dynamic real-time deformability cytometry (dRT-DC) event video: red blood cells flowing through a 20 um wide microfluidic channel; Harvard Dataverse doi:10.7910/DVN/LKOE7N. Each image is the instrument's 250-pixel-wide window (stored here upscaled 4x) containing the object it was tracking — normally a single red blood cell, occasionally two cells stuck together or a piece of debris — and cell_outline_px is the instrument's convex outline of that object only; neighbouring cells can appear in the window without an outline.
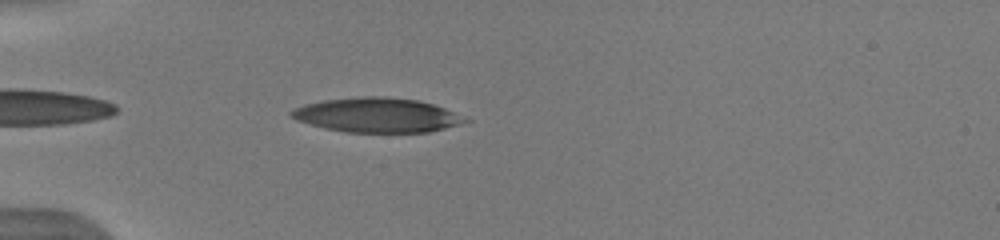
{"species": "human", "species_latin": "Homo sapiens", "temperature_condition": "warm", "stored_images_in_passage": 31, "camera_frame_rate_fps": 3000, "um_per_image_px": 0.085, "donor": {"sex": "male"}, "frame": {"image": 1, "passage_image": 2, "time_ms": 0.333, "image_size_px": [1000, 240], "cell_outline_px": [[472, 120], [460, 124], [428, 132], [344, 132], [324, 128], [296, 120], [288, 112], [304, 104], [324, 100], [364, 96], [380, 96], [420, 100], [444, 108]], "centroid_in_image_um": [32.04, 9.78], "position_along_channel_um": 53.0, "area_um2": 34.8}}
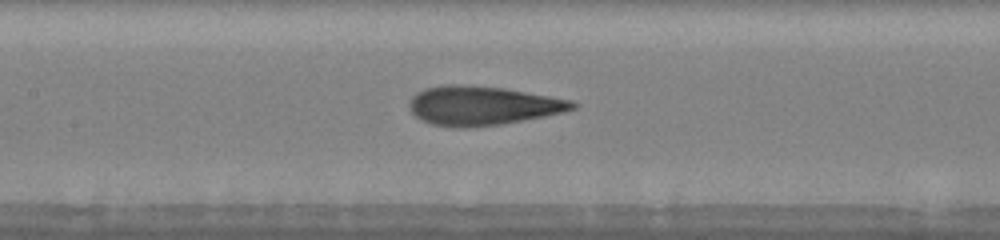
{"frame": {"image": 2, "passage_image": 12, "time_ms": 3.667, "image_size_px": [1000, 240], "cell_outline_px": [[576, 108], [560, 112], [500, 124], [468, 128], [464, 128], [432, 124], [416, 116], [412, 112], [408, 104], [412, 96], [416, 92], [424, 88], [444, 84], [460, 84], [504, 88], [572, 100], [576, 104]], "centroid_in_image_um": [40.94, 8.96], "position_along_channel_um": 166.5, "area_um2": 36.7}}
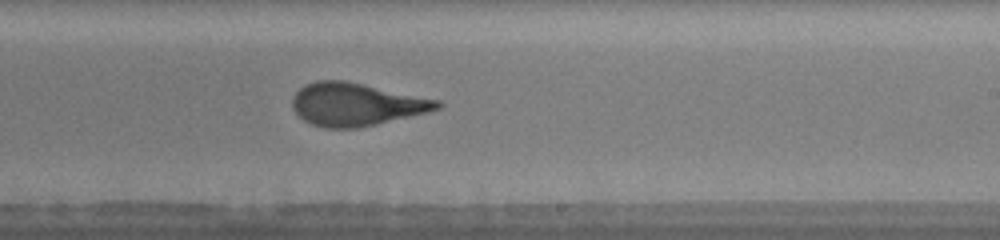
{"frame": {"image": 3, "passage_image": 19, "time_ms": 6.0, "image_size_px": [1000, 240], "cell_outline_px": [[444, 104], [440, 108], [376, 124], [356, 128], [324, 128], [312, 124], [304, 120], [292, 108], [292, 100], [296, 92], [304, 84], [316, 80], [344, 80], [440, 100]], "centroid_in_image_um": [30.23, 8.86], "position_along_channel_um": 258.8, "area_um2": 35.84}, "authors_computed_cell_mechanics": {"area_um2": 36.0672, "velocity_mm_per_s": 3.9765, "shape_relaxation_time_tau1_ms": 5.1192, "shape_relaxation_time_tau2_ms": 0.9703, "deformation_change_tau1": 0.2374, "deformation_change_tau2": 0.0997}}